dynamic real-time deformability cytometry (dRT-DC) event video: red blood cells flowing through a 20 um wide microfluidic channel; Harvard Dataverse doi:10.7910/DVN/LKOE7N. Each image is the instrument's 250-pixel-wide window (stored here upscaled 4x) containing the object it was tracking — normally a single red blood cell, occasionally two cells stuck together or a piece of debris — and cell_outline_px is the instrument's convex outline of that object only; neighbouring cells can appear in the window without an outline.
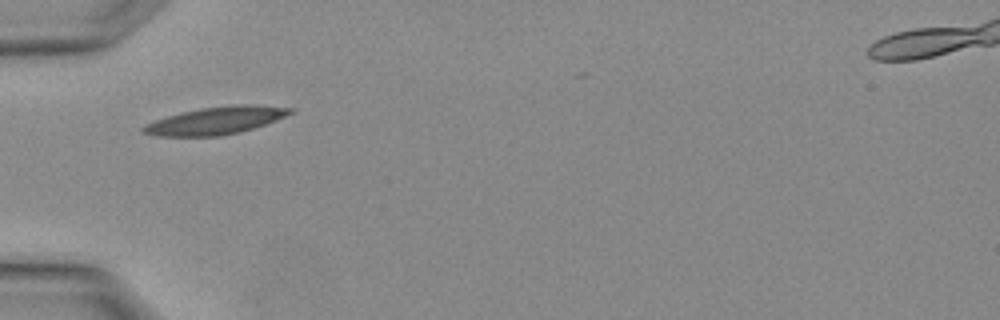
{"species": "Egyptian fruit bat (a non-hibernating species)", "species_latin": "Rousettus aegyptiacus", "temperature_condition": "warm", "stored_images_in_passage": 1, "camera_frame_rate_fps": 3000, "um_per_image_px": 0.085, "animal": {"sex": "female"}, "frame": {"image": 1, "passage_image": 1, "time_ms": 0.0, "image_size_px": [1000, 320], "cell_outline_px": [[292, 112], [284, 116], [264, 124], [252, 128], [220, 136], [156, 136], [140, 132], [140, 128], [144, 124], [180, 112], [200, 108], [240, 104], [292, 108]], "centroid_in_image_um": [18.22, 10.26], "position_along_channel_um": 66.8, "area_um2": 23.06}}